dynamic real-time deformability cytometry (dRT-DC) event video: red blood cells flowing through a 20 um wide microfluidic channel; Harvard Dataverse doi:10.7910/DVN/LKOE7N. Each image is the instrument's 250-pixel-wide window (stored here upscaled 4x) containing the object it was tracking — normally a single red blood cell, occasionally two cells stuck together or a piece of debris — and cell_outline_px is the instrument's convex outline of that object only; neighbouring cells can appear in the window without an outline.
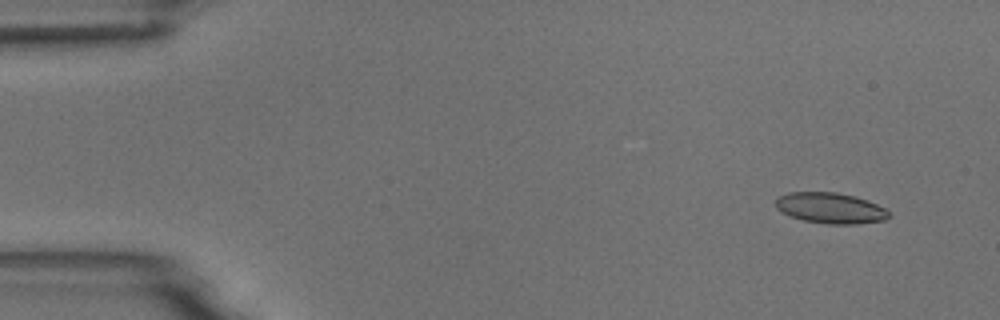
{"species": "common noctule bat (a hibernating species)", "species_latin": "Nyctalus noctula", "temperature_condition": "room temperature", "stored_images_in_passage": 5, "camera_frame_rate_fps": 3000, "um_per_image_px": 0.085, "animal": {"sex": "male", "body_mass_g": 18.8}, "frame": {"image": 1, "passage_image": 1, "time_ms": 0.0, "image_size_px": [1000, 320], "cell_outline_px": [[892, 216], [884, 220], [856, 224], [828, 224], [804, 220], [780, 212], [776, 208], [776, 196], [788, 192], [836, 192], [868, 200], [884, 208]], "centroid_in_image_um": [70.56, 17.68], "position_along_channel_um": 14.4, "area_um2": 20.29}}
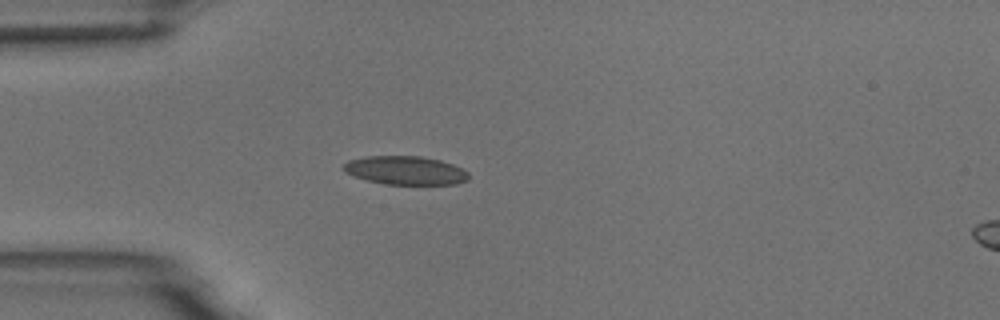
{"frame": {"image": 2, "passage_image": 4, "time_ms": 3.667, "image_size_px": [1000, 320], "cell_outline_px": [[468, 180], [456, 184], [384, 184], [368, 180], [344, 172], [344, 164], [348, 160], [364, 156], [420, 156], [440, 160], [452, 164], [468, 172]], "centroid_in_image_um": [34.46, 14.48], "position_along_channel_um": 50.5, "area_um2": 20.69}}